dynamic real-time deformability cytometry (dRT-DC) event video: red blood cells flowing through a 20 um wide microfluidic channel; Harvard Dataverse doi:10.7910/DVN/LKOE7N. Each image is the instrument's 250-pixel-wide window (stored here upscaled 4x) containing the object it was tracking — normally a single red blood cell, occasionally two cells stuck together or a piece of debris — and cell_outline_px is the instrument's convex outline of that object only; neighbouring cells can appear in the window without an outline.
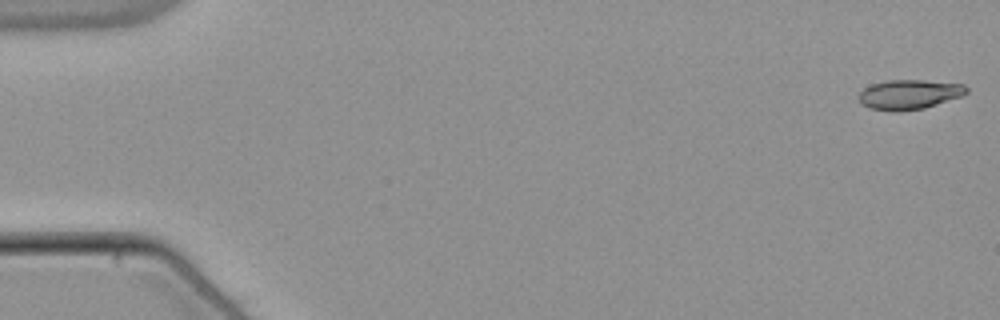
{"species": "common noctule bat (a hibernating species)", "species_latin": "Nyctalus noctula", "temperature_condition": "warm", "stored_images_in_passage": 54, "camera_frame_rate_fps": 3000, "um_per_image_px": 0.085, "animal": {"sex": "male", "body_mass_g": 21.5, "forearm_length_mm": 52.0}, "frame": {"image": 1, "passage_image": 1, "time_ms": 0.0, "image_size_px": [1000, 320], "cell_outline_px": [[968, 92], [964, 96], [924, 108], [900, 112], [892, 112], [868, 108], [860, 104], [856, 96], [864, 88], [872, 84], [888, 80], [924, 80], [964, 84], [968, 88]], "centroid_in_image_um": [77.26, 8.04], "position_along_channel_um": 7.7, "area_um2": 19.07}}
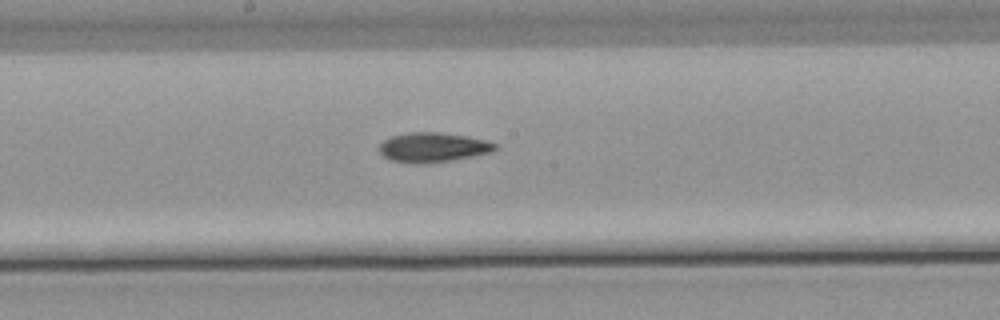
{"frame": {"image": 2, "passage_image": 29, "time_ms": 9.333, "image_size_px": [1000, 320], "cell_outline_px": [[496, 148], [492, 152], [472, 156], [448, 160], [416, 164], [392, 160], [384, 156], [376, 148], [384, 140], [392, 136], [408, 132], [440, 132], [464, 136], [484, 140], [496, 144]], "centroid_in_image_um": [36.75, 12.51], "position_along_channel_um": 211.5, "area_um2": 19.65}}
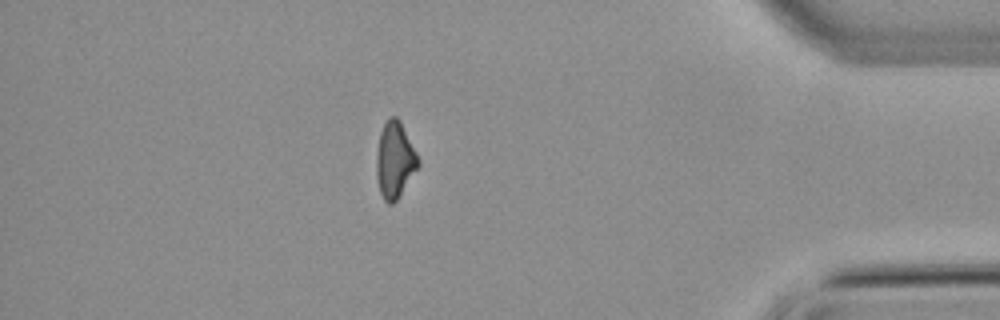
{"frame": {"image": 3, "passage_image": 47, "time_ms": 15.333, "image_size_px": [1000, 320], "cell_outline_px": [[420, 164], [396, 200], [392, 204], [388, 204], [384, 200], [380, 192], [376, 180], [376, 152], [380, 132], [388, 116], [396, 116], [400, 120], [416, 152]], "centroid_in_image_um": [33.53, 13.58], "position_along_channel_um": 401.7, "area_um2": 18.5}, "authors_computed_cell_mechanics": {"area_um2": 19.0162, "velocity_mm_per_s": 3.8317, "shape_relaxation_time_tau1_ms": 8.6332, "shape_relaxation_time_tau2_ms": 9.1502, "deformation_change_tau1": 0.1923, "deformation_change_tau2": 0.1989}}